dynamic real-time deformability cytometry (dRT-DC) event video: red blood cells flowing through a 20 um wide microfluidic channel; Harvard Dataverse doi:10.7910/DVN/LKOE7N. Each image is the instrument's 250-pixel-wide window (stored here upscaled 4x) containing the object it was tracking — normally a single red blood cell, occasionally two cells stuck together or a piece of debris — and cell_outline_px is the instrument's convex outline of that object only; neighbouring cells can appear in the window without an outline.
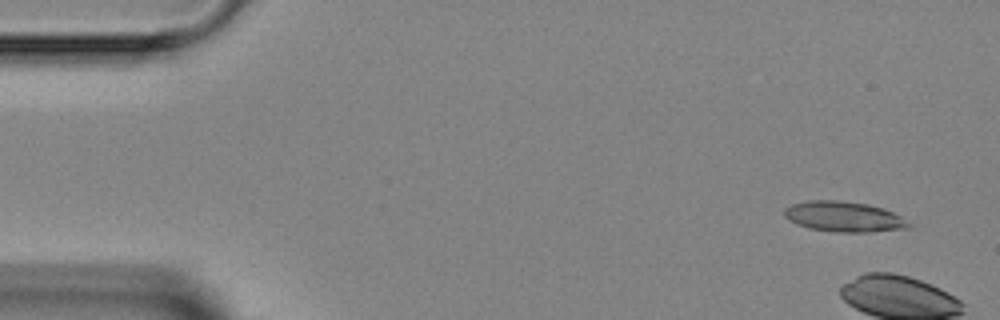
{"species": "Egyptian fruit bat (a non-hibernating species)", "species_latin": "Rousettus aegyptiacus", "temperature_condition": "room temperature", "stored_images_in_passage": 4, "camera_frame_rate_fps": 3000, "um_per_image_px": 0.085, "animal": {"sex": "female"}, "frame": {"image": 1, "passage_image": 1, "time_ms": 0.0, "image_size_px": [1000, 320], "cell_outline_px": [[912, 228], [868, 232], [836, 232], [808, 228], [796, 224], [788, 220], [784, 216], [784, 208], [792, 204], [808, 200], [836, 200], [868, 204], [884, 208], [900, 216], [912, 224]], "centroid_in_image_um": [71.73, 18.42], "position_along_channel_um": 13.3, "area_um2": 22.2}}